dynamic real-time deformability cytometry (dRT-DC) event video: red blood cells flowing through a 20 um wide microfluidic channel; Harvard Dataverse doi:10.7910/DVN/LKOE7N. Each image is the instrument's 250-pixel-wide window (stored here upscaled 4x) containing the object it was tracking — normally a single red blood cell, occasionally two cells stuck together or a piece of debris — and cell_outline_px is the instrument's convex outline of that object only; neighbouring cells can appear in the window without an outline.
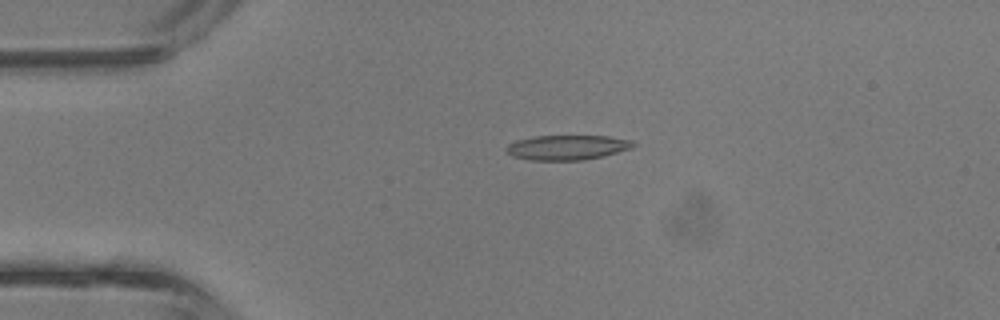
{"species": "common noctule bat (a hibernating species)", "species_latin": "Nyctalus noctula", "temperature_condition": "room temperature", "stored_images_in_passage": 33, "camera_frame_rate_fps": 3000, "um_per_image_px": 0.085, "animal": {"sex": "male", "body_mass_g": 13.3}, "frame": {"image": 1, "passage_image": 1, "time_ms": 0.0, "image_size_px": [1000, 320], "cell_outline_px": [[636, 144], [632, 148], [584, 160], [528, 160], [512, 156], [504, 148], [508, 144], [516, 140], [532, 136], [608, 136], [632, 140]], "centroid_in_image_um": [48.17, 12.52], "position_along_channel_um": 36.8, "area_um2": 18.32}}
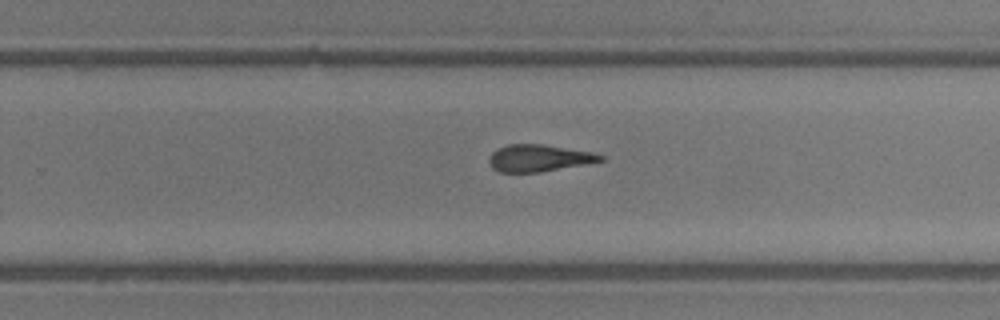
{"frame": {"image": 2, "passage_image": 18, "time_ms": 5.667, "image_size_px": [1000, 320], "cell_outline_px": [[604, 160], [588, 164], [540, 172], [500, 172], [492, 168], [488, 160], [492, 152], [496, 148], [508, 144], [540, 144], [592, 152], [604, 156]], "centroid_in_image_um": [45.79, 13.44], "position_along_channel_um": 284.0, "area_um2": 17.51}}
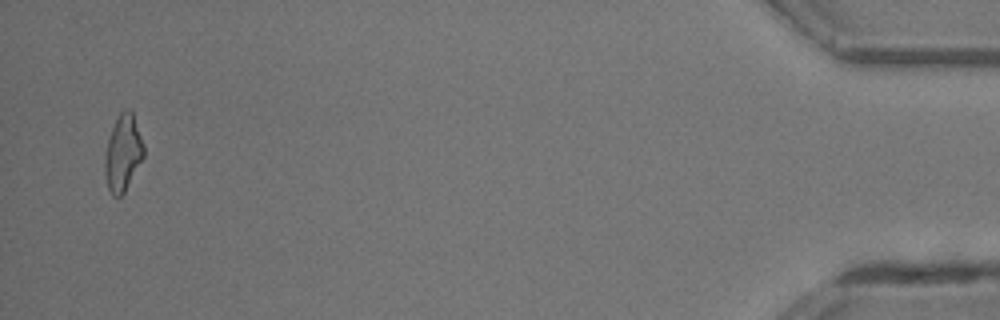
{"frame": {"image": 3, "passage_image": 32, "time_ms": 10.333, "image_size_px": [1000, 320], "cell_outline_px": [[144, 156], [124, 192], [120, 196], [112, 196], [108, 188], [104, 172], [104, 160], [108, 140], [112, 128], [120, 112], [124, 108], [128, 108], [132, 112], [144, 144]], "centroid_in_image_um": [10.45, 13.0], "position_along_channel_um": 424.8, "area_um2": 17.11}, "authors_computed_cell_mechanics": {"area_um2": 18.2648, "velocity_mm_per_s": 4.9676, "shape_relaxation_time_tau1_ms": 9.3583, "shape_relaxation_time_tau2_ms": 3.1963, "deformation_change_tau1": 0.272, "deformation_change_tau2": 0.143}}